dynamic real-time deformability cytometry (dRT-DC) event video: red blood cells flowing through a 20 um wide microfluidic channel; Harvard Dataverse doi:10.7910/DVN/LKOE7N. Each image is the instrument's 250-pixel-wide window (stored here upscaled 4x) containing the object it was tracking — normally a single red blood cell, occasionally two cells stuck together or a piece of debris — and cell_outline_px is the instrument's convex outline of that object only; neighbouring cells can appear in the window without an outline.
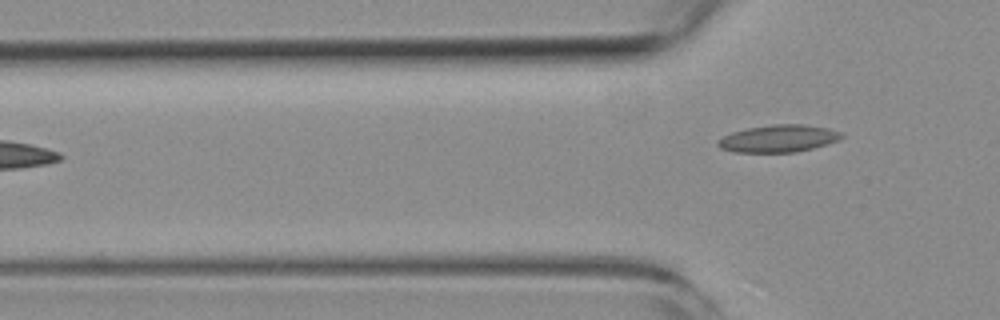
{"species": "common noctule bat (a hibernating species)", "species_latin": "Nyctalus noctula", "temperature_condition": "room temperature", "stored_images_in_passage": 7, "camera_frame_rate_fps": 3000, "um_per_image_px": 0.085, "animal": {"sex": "female", "body_mass_g": 19.3, "forearm_length_mm": 54.1}, "frame": {"image": 1, "passage_image": 7, "time_ms": 7.0, "image_size_px": [1000, 320], "cell_outline_px": [[844, 136], [828, 144], [796, 152], [732, 152], [720, 148], [716, 144], [716, 140], [732, 132], [748, 128], [772, 124], [804, 124], [828, 128], [844, 132]], "centroid_in_image_um": [66.17, 11.77], "position_along_channel_um": 59.6, "area_um2": 19.77}}